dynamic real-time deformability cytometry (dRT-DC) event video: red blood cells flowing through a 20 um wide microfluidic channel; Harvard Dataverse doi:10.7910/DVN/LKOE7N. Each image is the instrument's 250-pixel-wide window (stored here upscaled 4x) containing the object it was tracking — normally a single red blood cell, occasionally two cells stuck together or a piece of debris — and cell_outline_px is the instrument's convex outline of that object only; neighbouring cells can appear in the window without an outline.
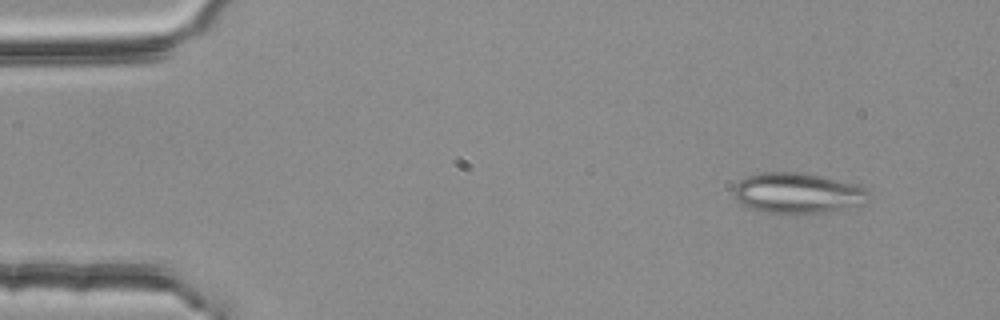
{"species": "common noctule bat (a hibernating species)", "species_latin": "Nyctalus noctula", "temperature_condition": "room temperature", "stored_images_in_passage": 4, "camera_frame_rate_fps": 3000, "um_per_image_px": 0.085, "animal": {"sex": "female", "body_mass_g": 25.1}, "frame": {"image": 1, "passage_image": 2, "time_ms": 0.333, "image_size_px": [1000, 320], "cell_outline_px": [[868, 192], [864, 204], [844, 208], [816, 212], [764, 212], [740, 204], [736, 200], [736, 184], [740, 180], [748, 176], [764, 172], [796, 172], [820, 176], [852, 184], [864, 188]], "centroid_in_image_um": [67.75, 16.4], "position_along_channel_um": 17.3, "area_um2": 30.69}}